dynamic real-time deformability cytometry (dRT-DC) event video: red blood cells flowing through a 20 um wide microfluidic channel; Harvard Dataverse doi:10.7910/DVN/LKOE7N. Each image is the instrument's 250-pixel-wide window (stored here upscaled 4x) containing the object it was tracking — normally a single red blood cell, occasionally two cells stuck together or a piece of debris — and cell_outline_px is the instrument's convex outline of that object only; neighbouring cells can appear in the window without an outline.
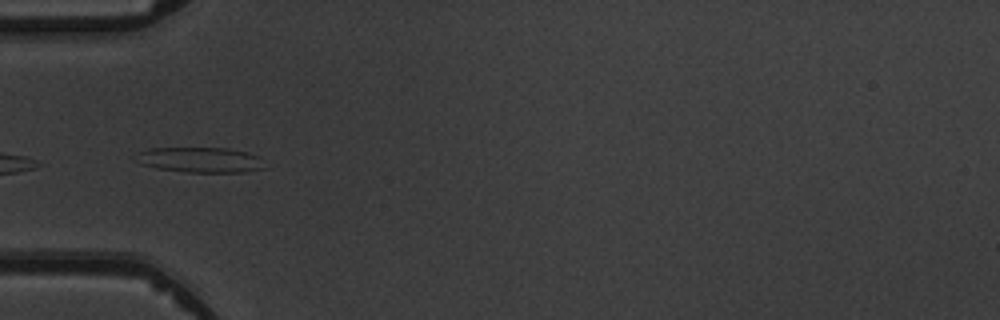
{"species": "common noctule bat (a hibernating species)", "species_latin": "Nyctalus noctula", "temperature_condition": "warm", "stored_images_in_passage": 7, "camera_frame_rate_fps": 3000, "um_per_image_px": 0.085, "animal": {"sex": "male", "body_mass_g": 19.5, "forearm_length_mm": 54.6}, "frame": {"image": 1, "passage_image": 4, "time_ms": 3.667, "image_size_px": [1000, 320], "cell_outline_px": [[264, 168], [244, 172], [188, 172], [156, 168], [132, 160], [132, 156], [148, 148], [228, 148], [248, 152], [260, 156]], "centroid_in_image_um": [16.99, 13.58], "position_along_channel_um": 68.0, "area_um2": 19.07}}
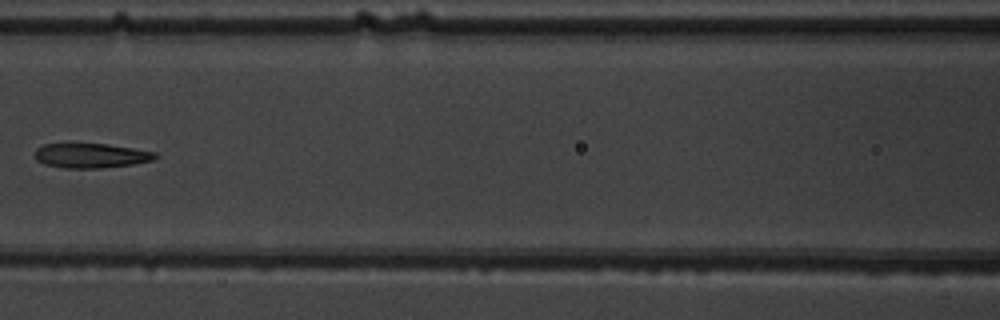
{"frame": {"image": 2, "passage_image": 6, "time_ms": 6.0, "image_size_px": [1000, 320], "cell_outline_px": [[160, 156], [152, 160], [132, 164], [100, 168], [64, 168], [44, 164], [36, 160], [36, 148], [44, 144], [64, 140], [72, 140], [108, 144], [156, 152]], "centroid_in_image_um": [7.66, 13.16], "position_along_channel_um": 158.9, "area_um2": 18.21}}
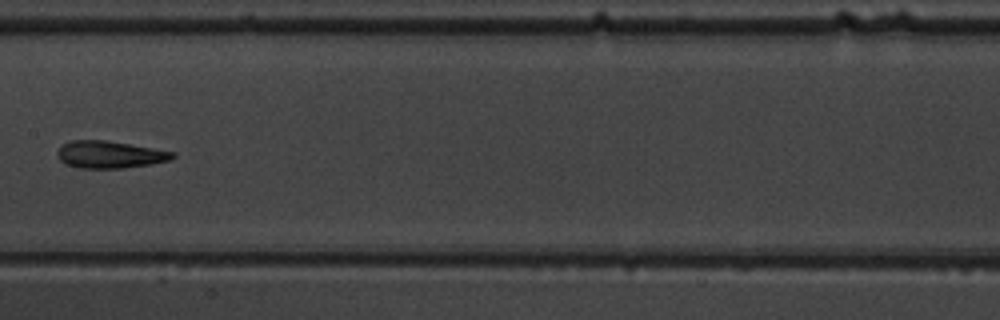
{"frame": {"image": 3, "passage_image": 7, "time_ms": 7.0, "image_size_px": [1000, 320], "cell_outline_px": [[176, 156], [168, 160], [152, 164], [124, 168], [80, 168], [64, 164], [60, 160], [56, 152], [64, 144], [72, 140], [108, 140], [176, 152]], "centroid_in_image_um": [9.34, 13.14], "position_along_channel_um": 198.1, "area_um2": 18.32}}